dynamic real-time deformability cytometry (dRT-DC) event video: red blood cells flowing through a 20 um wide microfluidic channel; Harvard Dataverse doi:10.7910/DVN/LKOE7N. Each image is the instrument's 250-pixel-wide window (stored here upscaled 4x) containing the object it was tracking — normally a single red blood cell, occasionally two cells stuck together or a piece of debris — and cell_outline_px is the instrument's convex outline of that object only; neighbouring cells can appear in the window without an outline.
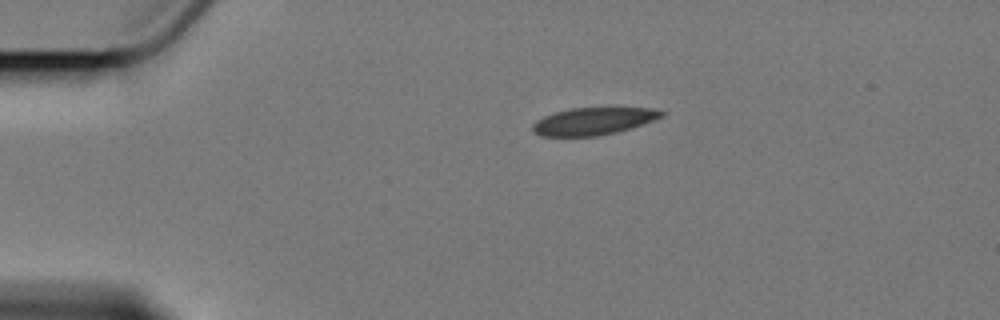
{"species": "Egyptian fruit bat (a non-hibernating species)", "species_latin": "Rousettus aegyptiacus", "temperature_condition": "cold", "stored_images_in_passage": 7, "camera_frame_rate_fps": 3000, "um_per_image_px": 0.085, "animal": {"sex": "female"}, "frame": {"image": 1, "passage_image": 1, "time_ms": 0.0, "image_size_px": [1000, 320], "cell_outline_px": [[668, 112], [664, 116], [644, 124], [616, 132], [596, 136], [540, 136], [532, 132], [532, 124], [536, 120], [544, 116], [556, 112], [572, 108], [608, 104], [656, 108]], "centroid_in_image_um": [50.55, 10.23], "position_along_channel_um": 34.5, "area_um2": 21.85}}
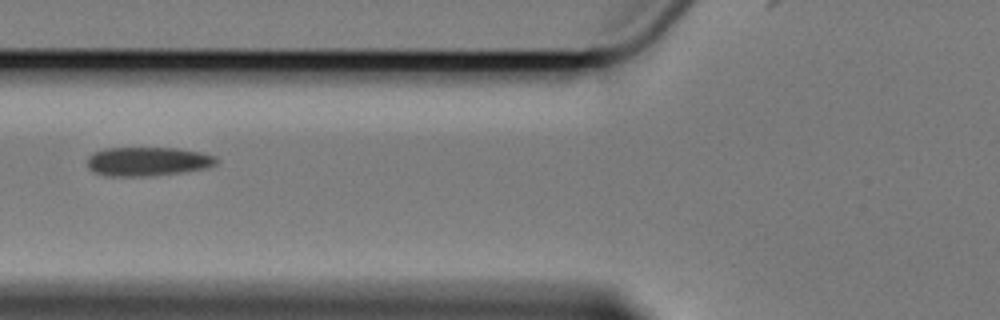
{"frame": {"image": 2, "passage_image": 4, "time_ms": 3.667, "image_size_px": [1000, 320], "cell_outline_px": [[220, 160], [216, 164], [208, 168], [184, 172], [152, 176], [108, 176], [96, 172], [88, 168], [88, 156], [92, 152], [104, 148], [176, 148], [200, 152], [216, 156]], "centroid_in_image_um": [12.58, 13.72], "position_along_channel_um": 113.2, "area_um2": 22.02}}
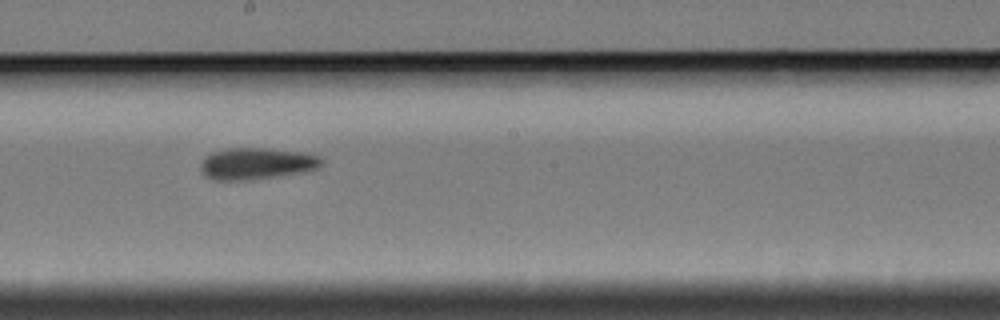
{"frame": {"image": 3, "passage_image": 7, "time_ms": 7.0, "image_size_px": [1000, 320], "cell_outline_px": [[324, 160], [316, 168], [296, 172], [272, 176], [240, 180], [216, 180], [204, 176], [200, 168], [200, 164], [212, 152], [228, 148], [264, 148], [300, 152], [320, 156]], "centroid_in_image_um": [21.75, 13.88], "position_along_channel_um": 226.5, "area_um2": 21.62}}